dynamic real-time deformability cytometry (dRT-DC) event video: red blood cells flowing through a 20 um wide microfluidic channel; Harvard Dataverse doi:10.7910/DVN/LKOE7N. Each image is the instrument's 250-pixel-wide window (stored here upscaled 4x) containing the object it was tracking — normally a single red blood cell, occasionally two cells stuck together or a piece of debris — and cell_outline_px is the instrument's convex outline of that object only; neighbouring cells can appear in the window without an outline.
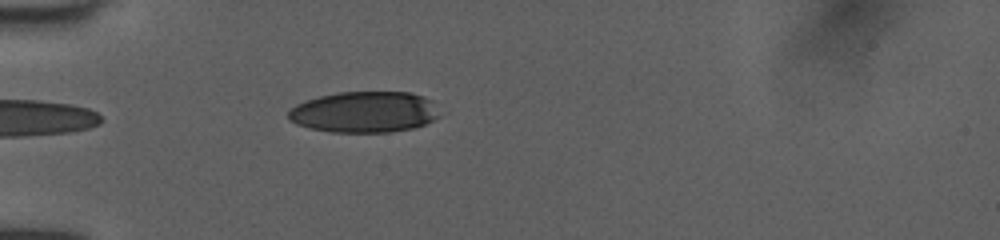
{"species": "human", "species_latin": "Homo sapiens", "temperature_condition": "room temperature", "stored_images_in_passage": 28, "camera_frame_rate_fps": 3000, "um_per_image_px": 0.085, "donor": {"sex": "female"}, "frame": {"image": 1, "passage_image": 1, "time_ms": 0.0, "image_size_px": [1000, 240], "cell_outline_px": [[440, 116], [424, 124], [412, 128], [388, 132], [332, 132], [308, 128], [296, 124], [288, 120], [288, 112], [296, 104], [320, 96], [340, 92], [408, 92], [424, 96], [432, 100]], "centroid_in_image_um": [30.96, 9.52], "position_along_channel_um": 54.0, "area_um2": 36.13}}
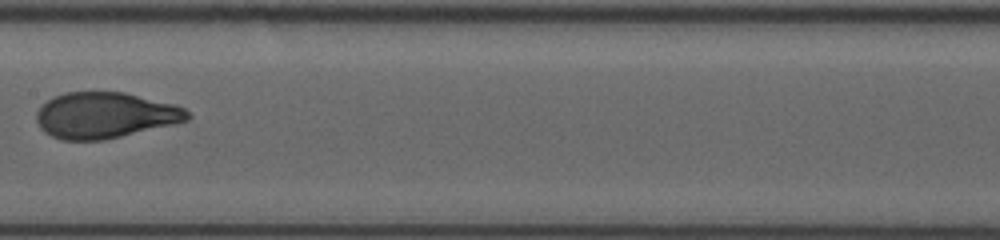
{"frame": {"image": 2, "passage_image": 9, "time_ms": 2.667, "image_size_px": [1000, 240], "cell_outline_px": [[192, 116], [188, 120], [176, 124], [104, 140], [60, 140], [44, 132], [40, 128], [36, 120], [36, 112], [52, 96], [64, 92], [124, 92], [176, 104], [184, 108]], "centroid_in_image_um": [8.94, 9.8], "position_along_channel_um": 198.5, "area_um2": 40.75}}
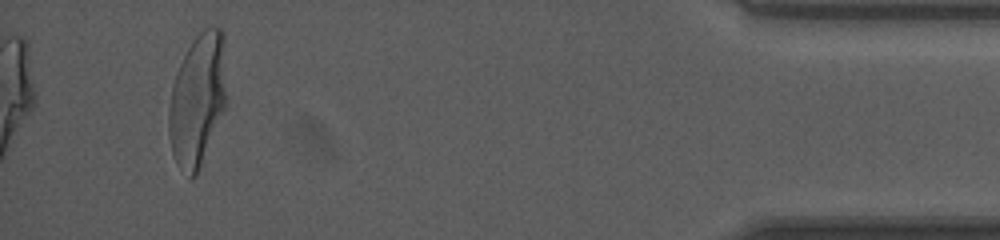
{"frame": {"image": 3, "passage_image": 28, "time_ms": 9.0, "image_size_px": [1000, 240], "cell_outline_px": [[224, 108], [196, 176], [192, 176], [176, 164], [172, 152], [168, 132], [168, 108], [172, 88], [176, 72], [192, 40], [208, 24], [220, 28], [224, 32]], "centroid_in_image_um": [16.76, 8.42], "position_along_channel_um": 418.4, "area_um2": 43.7}}